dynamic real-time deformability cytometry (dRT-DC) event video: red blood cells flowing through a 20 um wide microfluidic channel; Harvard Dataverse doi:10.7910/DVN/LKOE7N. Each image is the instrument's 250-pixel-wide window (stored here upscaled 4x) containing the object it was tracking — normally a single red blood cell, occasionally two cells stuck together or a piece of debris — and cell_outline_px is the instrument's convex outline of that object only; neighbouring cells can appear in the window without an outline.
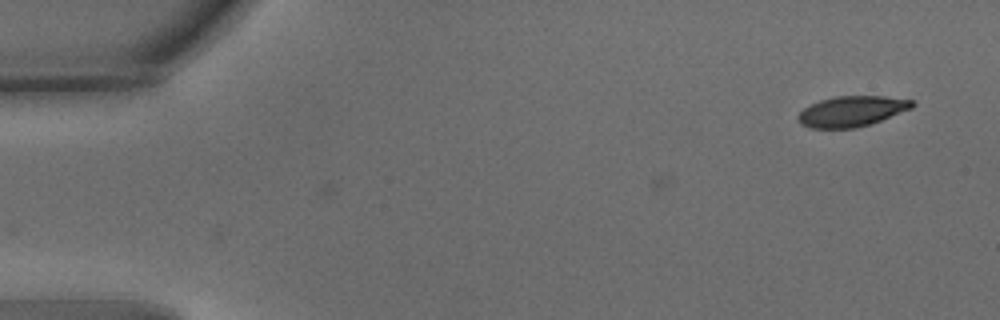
{"species": "common noctule bat (a hibernating species)", "species_latin": "Nyctalus noctula", "temperature_condition": "warm", "stored_images_in_passage": 2, "camera_frame_rate_fps": 3000, "um_per_image_px": 0.085, "animal": {"sex": "male", "body_mass_g": 15.6}, "frame": {"image": 1, "passage_image": 2, "time_ms": 0.333, "image_size_px": [1000, 320], "cell_outline_px": [[916, 104], [912, 108], [880, 120], [856, 128], [812, 128], [800, 124], [796, 116], [804, 108], [820, 100], [836, 96], [884, 96], [916, 100]], "centroid_in_image_um": [72.41, 9.45], "position_along_channel_um": 12.6, "area_um2": 20.23}}